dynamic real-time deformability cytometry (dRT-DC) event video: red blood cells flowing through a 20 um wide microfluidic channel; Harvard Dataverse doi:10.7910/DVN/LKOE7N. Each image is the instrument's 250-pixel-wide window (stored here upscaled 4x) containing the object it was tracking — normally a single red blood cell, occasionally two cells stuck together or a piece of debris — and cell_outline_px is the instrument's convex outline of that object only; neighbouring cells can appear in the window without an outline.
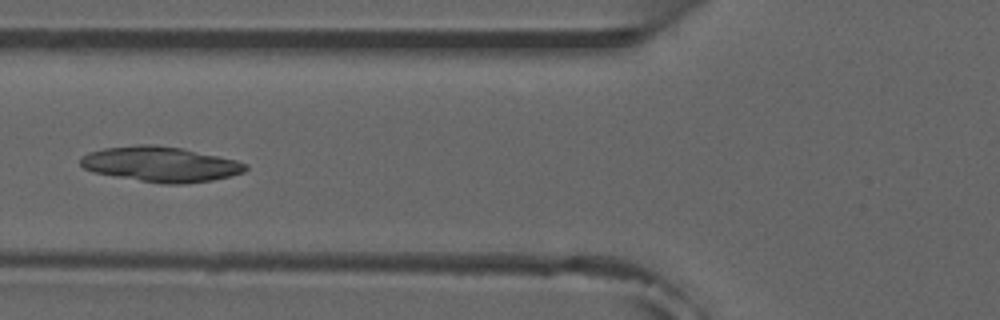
{"species": "common noctule bat (a hibernating species)", "species_latin": "Nyctalus noctula", "temperature_condition": "room temperature", "stored_images_in_passage": 7, "camera_frame_rate_fps": 3000, "um_per_image_px": 0.085, "animal": {"sex": "male", "forearm_length_mm": 52.5}, "frame": {"image": 1, "passage_image": 6, "time_ms": 5.667, "image_size_px": [1000, 320], "cell_outline_px": [[248, 168], [244, 172], [212, 180], [184, 184], [164, 184], [92, 172], [84, 168], [80, 164], [80, 156], [88, 152], [104, 148], [140, 144], [152, 144], [180, 148], [236, 160], [248, 164]], "centroid_in_image_um": [13.63, 13.95], "position_along_channel_um": 112.2, "area_um2": 33.64}}
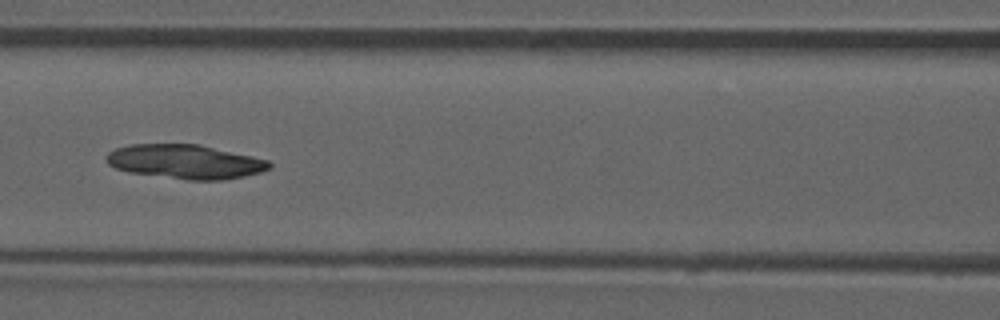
{"frame": {"image": 2, "passage_image": 7, "time_ms": 6.667, "image_size_px": [1000, 320], "cell_outline_px": [[272, 168], [260, 172], [244, 176], [224, 180], [188, 180], [128, 172], [116, 168], [108, 164], [104, 160], [104, 156], [108, 152], [116, 148], [132, 144], [200, 144], [252, 156], [268, 160], [272, 164]], "centroid_in_image_um": [15.73, 13.74], "position_along_channel_um": 150.9, "area_um2": 32.66}}